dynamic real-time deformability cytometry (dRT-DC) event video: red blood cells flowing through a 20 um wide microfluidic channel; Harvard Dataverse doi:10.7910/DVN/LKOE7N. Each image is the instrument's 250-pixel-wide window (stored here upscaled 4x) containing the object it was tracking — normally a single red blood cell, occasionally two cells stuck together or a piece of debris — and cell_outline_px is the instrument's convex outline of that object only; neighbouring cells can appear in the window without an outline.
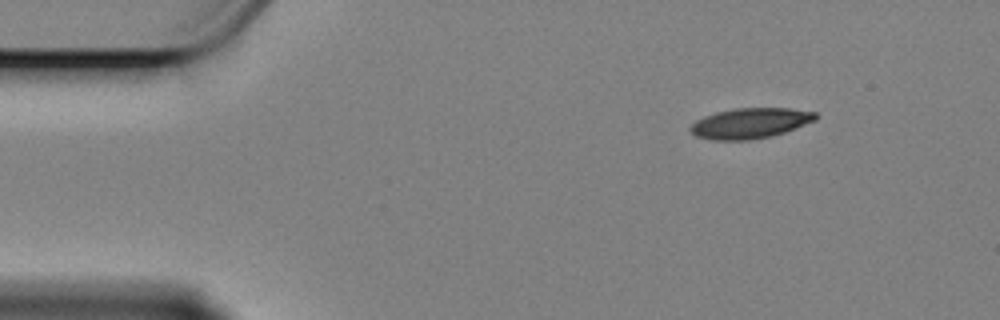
{"species": "Egyptian fruit bat (a non-hibernating species)", "species_latin": "Rousettus aegyptiacus", "temperature_condition": "cold", "stored_images_in_passage": 52, "camera_frame_rate_fps": 3000, "um_per_image_px": 0.085, "animal": {"sex": "female"}, "frame": {"image": 1, "passage_image": 1, "time_ms": 0.0, "image_size_px": [1000, 320], "cell_outline_px": [[820, 116], [816, 120], [796, 128], [772, 136], [748, 140], [712, 140], [696, 136], [688, 128], [696, 120], [704, 116], [716, 112], [736, 108], [792, 108], [816, 112]], "centroid_in_image_um": [63.79, 10.47], "position_along_channel_um": 21.2, "area_um2": 22.31}}
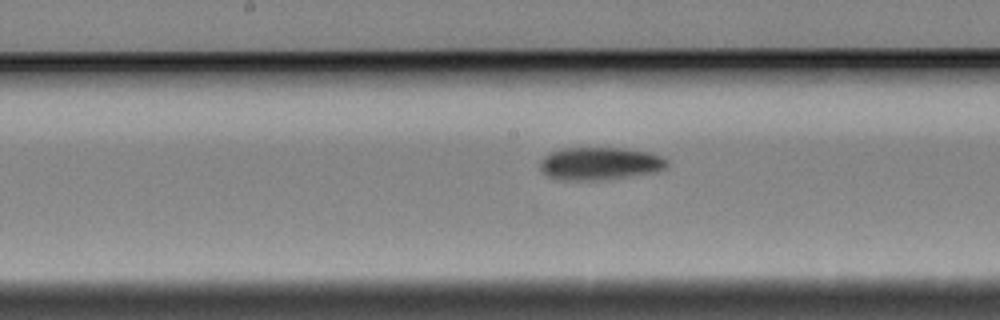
{"frame": {"image": 2, "passage_image": 23, "time_ms": 7.333, "image_size_px": [1000, 320], "cell_outline_px": [[668, 168], [660, 172], [604, 180], [560, 180], [548, 176], [540, 168], [540, 160], [548, 152], [560, 148], [624, 148], [652, 152], [664, 156], [668, 160]], "centroid_in_image_um": [51.06, 13.9], "position_along_channel_um": 197.1, "area_um2": 24.91}}
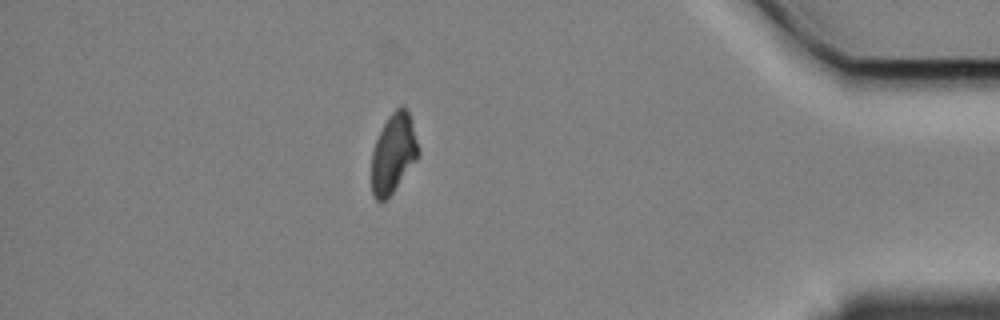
{"frame": {"image": 3, "passage_image": 45, "time_ms": 14.667, "image_size_px": [1000, 320], "cell_outline_px": [[420, 152], [416, 160], [392, 192], [384, 200], [376, 200], [372, 192], [372, 152], [376, 140], [388, 116], [400, 104], [404, 104], [408, 112], [420, 148]], "centroid_in_image_um": [33.45, 12.99], "position_along_channel_um": 401.8, "area_um2": 21.33}, "authors_computed_cell_mechanics": {"area_um2": 23.2934, "velocity_mm_per_s": 3.3727, "shape_relaxation_time_tau1_ms": 4.8836, "shape_relaxation_time_tau2_ms": 10.1028, "deformation_change_tau1": 0.1364, "deformation_change_tau2": 0.1379}}